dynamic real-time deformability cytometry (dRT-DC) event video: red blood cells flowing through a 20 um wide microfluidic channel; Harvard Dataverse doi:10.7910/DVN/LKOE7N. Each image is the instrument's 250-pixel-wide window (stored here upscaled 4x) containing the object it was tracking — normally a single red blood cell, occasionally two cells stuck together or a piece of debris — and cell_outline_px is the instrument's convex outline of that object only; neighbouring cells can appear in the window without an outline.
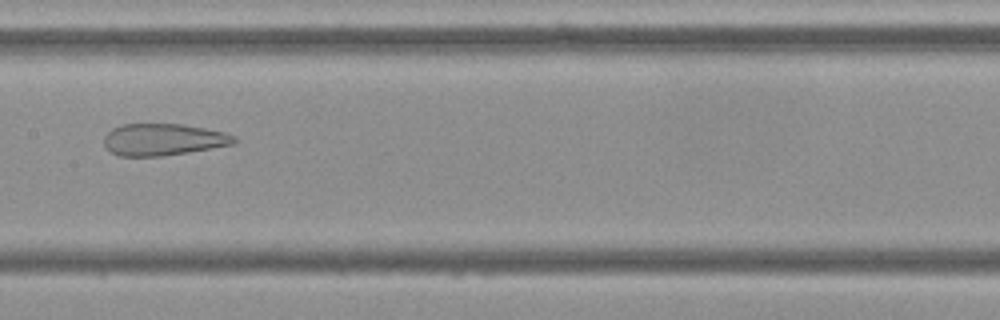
{"species": "Egyptian fruit bat (a non-hibernating species)", "species_latin": "Rousettus aegyptiacus", "temperature_condition": "cold", "stored_images_in_passage": 54, "camera_frame_rate_fps": 3000, "um_per_image_px": 0.085, "frame": {"image": 1, "passage_image": 27, "time_ms": 8.667, "image_size_px": [1000, 320], "cell_outline_px": [[236, 144], [188, 152], [160, 156], [120, 156], [112, 152], [104, 144], [104, 136], [112, 128], [120, 124], [184, 124], [224, 132], [236, 136]], "centroid_in_image_um": [13.89, 11.85], "position_along_channel_um": 193.5, "area_um2": 24.16}}
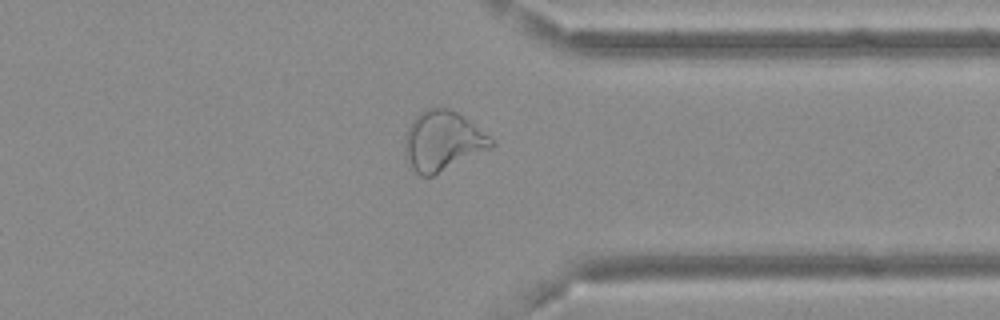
{"frame": {"image": 2, "passage_image": 42, "time_ms": 13.667, "image_size_px": [1000, 320], "cell_outline_px": [[496, 144], [492, 148], [432, 176], [420, 176], [412, 168], [408, 160], [404, 148], [404, 140], [408, 128], [412, 120], [420, 112], [436, 104], [448, 108], [464, 116], [496, 140]], "centroid_in_image_um": [37.66, 11.95], "position_along_channel_um": 373.7, "area_um2": 30.46}}
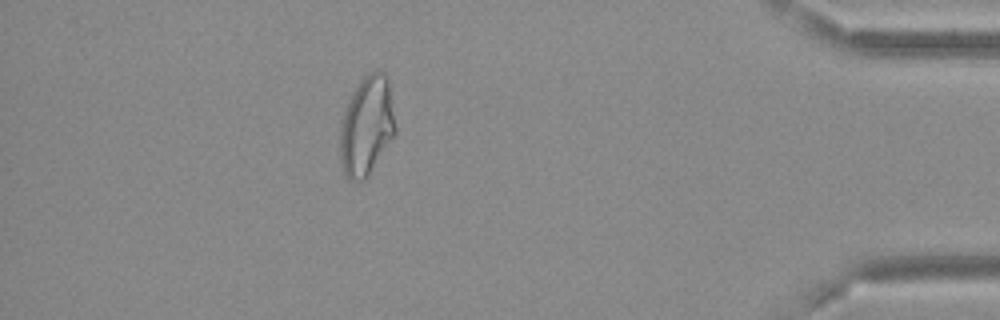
{"frame": {"image": 3, "passage_image": 48, "time_ms": 15.667, "image_size_px": [1000, 320], "cell_outline_px": [[396, 132], [364, 180], [348, 180], [340, 164], [340, 124], [344, 112], [360, 80], [368, 72], [380, 68], [384, 72], [388, 80], [396, 128]], "centroid_in_image_um": [31.16, 10.68], "position_along_channel_um": 404.0, "area_um2": 31.62}}